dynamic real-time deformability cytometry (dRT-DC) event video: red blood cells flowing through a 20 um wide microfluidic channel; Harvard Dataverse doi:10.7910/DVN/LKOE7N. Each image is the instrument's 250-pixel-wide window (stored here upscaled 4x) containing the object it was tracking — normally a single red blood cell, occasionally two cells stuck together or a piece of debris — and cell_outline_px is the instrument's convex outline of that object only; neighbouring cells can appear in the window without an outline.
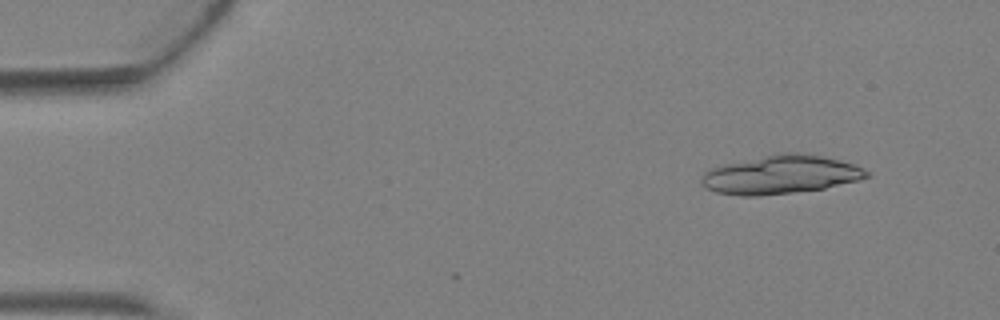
{"species": "Egyptian fruit bat (a non-hibernating species)", "species_latin": "Rousettus aegyptiacus", "temperature_condition": "warm", "stored_images_in_passage": 3, "camera_frame_rate_fps": 3000, "um_per_image_px": 0.085, "animal": {"sex": "female"}, "frame": {"image": 1, "passage_image": 1, "time_ms": 0.0, "image_size_px": [1000, 320], "cell_outline_px": [[868, 176], [856, 180], [824, 188], [760, 196], [740, 196], [716, 192], [700, 184], [700, 180], [704, 172], [708, 168], [724, 164], [780, 152], [796, 152], [820, 156], [840, 160], [864, 168], [868, 172]], "centroid_in_image_um": [66.29, 14.84], "position_along_channel_um": 18.7, "area_um2": 36.88}}